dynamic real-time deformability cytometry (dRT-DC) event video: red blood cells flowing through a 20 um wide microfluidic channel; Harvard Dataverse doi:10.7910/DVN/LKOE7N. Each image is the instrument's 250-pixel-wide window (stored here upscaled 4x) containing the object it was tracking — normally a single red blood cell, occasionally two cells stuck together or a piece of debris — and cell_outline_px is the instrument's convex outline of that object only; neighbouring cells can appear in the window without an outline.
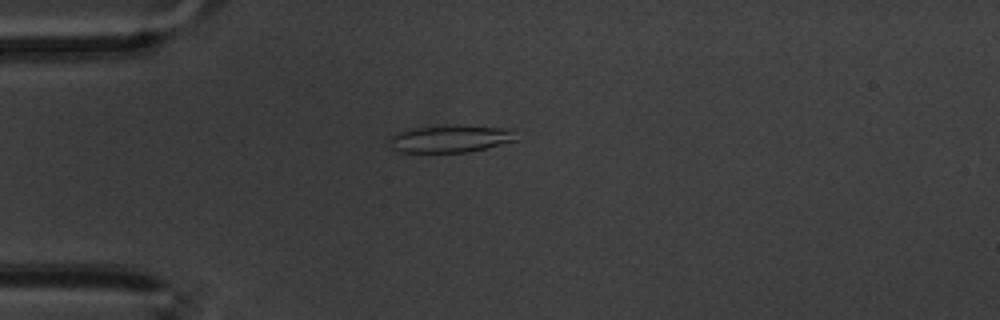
{"species": "common noctule bat (a hibernating species)", "species_latin": "Nyctalus noctula", "temperature_condition": "warm", "stored_images_in_passage": 49, "camera_frame_rate_fps": 3000, "um_per_image_px": 0.085, "animal": {"sex": "male", "body_mass_g": 20.1, "forearm_length_mm": 53.5}, "frame": {"image": 1, "passage_image": 5, "time_ms": 1.333, "image_size_px": [1000, 320], "cell_outline_px": [[520, 140], [468, 152], [400, 152], [392, 148], [388, 144], [388, 140], [396, 132], [416, 128], [516, 128]], "centroid_in_image_um": [38.33, 11.84], "position_along_channel_um": 46.7, "area_um2": 19.42}}
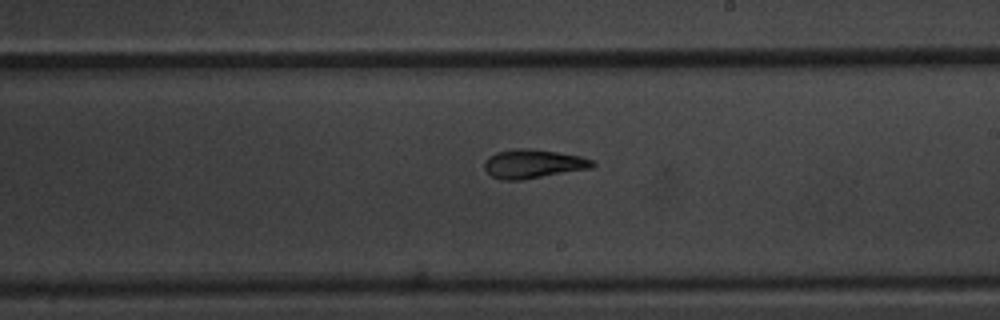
{"frame": {"image": 2, "passage_image": 24, "time_ms": 7.667, "image_size_px": [1000, 320], "cell_outline_px": [[596, 164], [592, 168], [520, 180], [500, 180], [492, 176], [484, 168], [484, 164], [488, 156], [496, 152], [516, 148], [524, 148], [556, 152], [580, 156], [596, 160]], "centroid_in_image_um": [45.33, 13.92], "position_along_channel_um": 243.7, "area_um2": 18.15}}
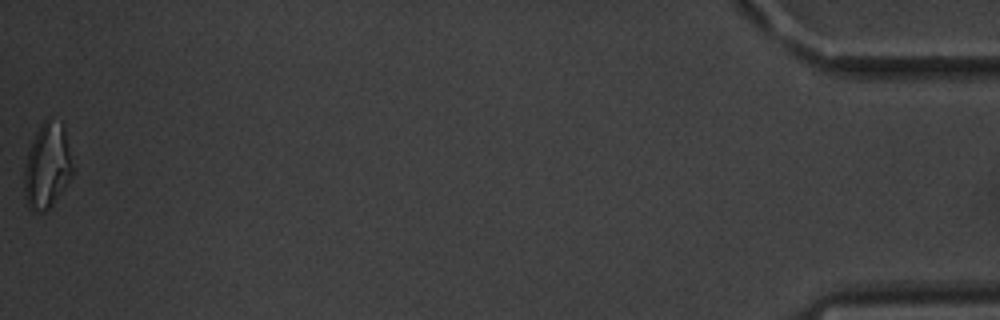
{"frame": {"image": 3, "passage_image": 49, "time_ms": 16.0, "image_size_px": [1000, 320], "cell_outline_px": [[72, 176], [64, 188], [52, 204], [44, 212], [32, 212], [28, 208], [24, 196], [24, 168], [28, 152], [36, 132], [40, 124], [48, 116], [64, 124], [72, 168]], "centroid_in_image_um": [3.99, 14.1], "position_along_channel_um": 431.2, "area_um2": 24.04}, "authors_computed_cell_mechanics": {"area_um2": 18.2648, "velocity_mm_per_s": 3.3756, "shape_relaxation_time_tau1_ms": null, "shape_relaxation_time_tau2_ms": 3.8682, "deformation_change_tau1": null, "deformation_change_tau2": 0.1298}}